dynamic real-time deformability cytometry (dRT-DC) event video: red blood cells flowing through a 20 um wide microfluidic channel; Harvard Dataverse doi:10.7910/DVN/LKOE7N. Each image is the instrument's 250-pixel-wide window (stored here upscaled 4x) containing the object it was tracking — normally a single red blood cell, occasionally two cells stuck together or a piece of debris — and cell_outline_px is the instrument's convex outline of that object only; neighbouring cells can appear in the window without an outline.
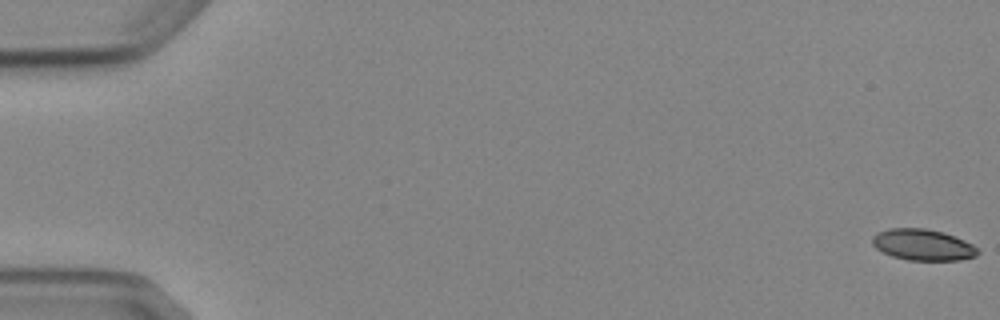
{"species": "Egyptian fruit bat (a non-hibernating species)", "species_latin": "Rousettus aegyptiacus", "temperature_condition": "cold", "stored_images_in_passage": 5, "camera_frame_rate_fps": 3000, "um_per_image_px": 0.085, "animal": {"sex": "female"}, "frame": {"image": 1, "passage_image": 1, "time_ms": 0.0, "image_size_px": [1000, 320], "cell_outline_px": [[980, 252], [976, 256], [960, 260], [908, 260], [892, 256], [876, 248], [872, 244], [872, 236], [876, 232], [888, 228], [924, 228], [944, 232], [964, 240], [972, 244]], "centroid_in_image_um": [78.43, 20.8], "position_along_channel_um": 6.6, "area_um2": 19.25}}
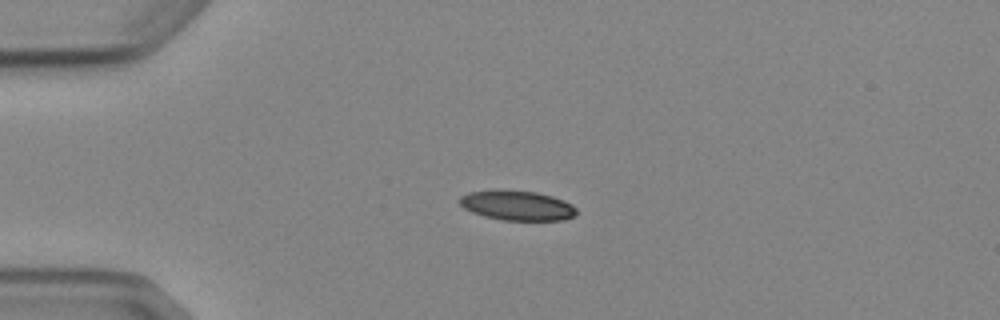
{"frame": {"image": 2, "passage_image": 4, "time_ms": 4.333, "image_size_px": [1000, 320], "cell_outline_px": [[576, 216], [564, 220], [500, 220], [484, 216], [472, 212], [464, 208], [460, 204], [460, 196], [468, 192], [536, 192], [552, 196], [564, 200], [572, 204], [576, 208]], "centroid_in_image_um": [44.02, 17.51], "position_along_channel_um": 41.0, "area_um2": 19.71}}